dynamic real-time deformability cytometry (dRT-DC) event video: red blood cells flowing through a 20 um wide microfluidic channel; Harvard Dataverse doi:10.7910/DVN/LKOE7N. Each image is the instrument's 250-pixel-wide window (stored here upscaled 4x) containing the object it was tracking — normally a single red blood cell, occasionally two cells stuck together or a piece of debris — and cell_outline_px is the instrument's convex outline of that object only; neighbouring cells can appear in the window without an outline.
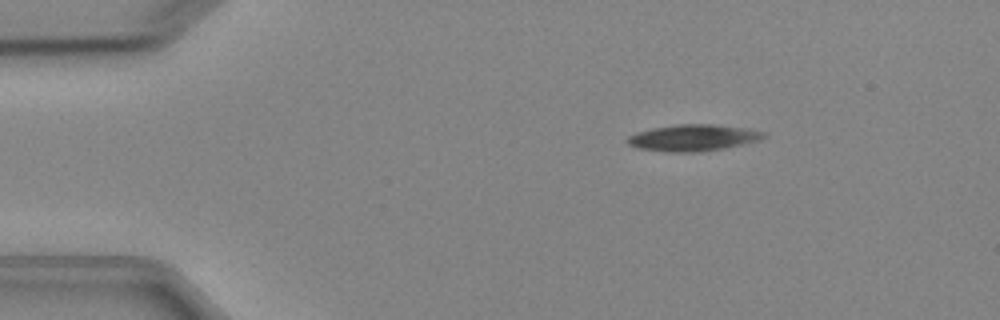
{"species": "Egyptian fruit bat (a non-hibernating species)", "species_latin": "Rousettus aegyptiacus", "temperature_condition": "cold", "stored_images_in_passage": 2, "camera_frame_rate_fps": 3000, "um_per_image_px": 0.085, "animal": {"sex": "female"}, "frame": {"image": 1, "passage_image": 1, "time_ms": 0.0, "image_size_px": [1000, 320], "cell_outline_px": [[768, 136], [760, 140], [724, 148], [700, 152], [664, 152], [636, 148], [628, 144], [624, 140], [628, 136], [636, 132], [652, 128], [676, 124], [716, 124], [748, 128], [768, 132]], "centroid_in_image_um": [58.92, 11.7], "position_along_channel_um": 26.1, "area_um2": 21.5}}